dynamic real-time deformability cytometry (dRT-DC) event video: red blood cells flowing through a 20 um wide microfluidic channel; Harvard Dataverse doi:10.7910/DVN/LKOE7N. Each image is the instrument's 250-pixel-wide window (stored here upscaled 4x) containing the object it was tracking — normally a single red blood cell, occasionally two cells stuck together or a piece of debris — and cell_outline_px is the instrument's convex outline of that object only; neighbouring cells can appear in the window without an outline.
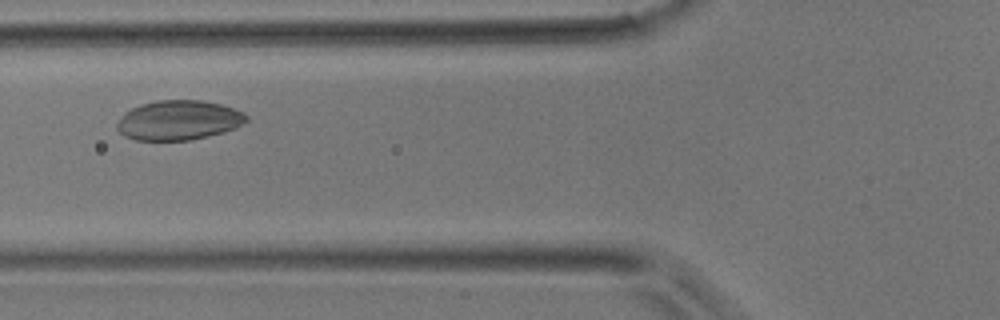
{"species": "common noctule bat (a hibernating species)", "species_latin": "Nyctalus noctula", "temperature_condition": "room temperature", "stored_images_in_passage": 39, "camera_frame_rate_fps": 3000, "um_per_image_px": 0.085, "animal": {"sex": "male", "body_mass_g": 17.9}, "frame": {"image": 1, "passage_image": 10, "time_ms": 3.0, "image_size_px": [1000, 320], "cell_outline_px": [[248, 120], [236, 128], [224, 132], [192, 140], [136, 140], [124, 136], [116, 128], [116, 124], [120, 116], [124, 112], [140, 104], [160, 100], [200, 100], [220, 104], [244, 112], [248, 116]], "centroid_in_image_um": [15.17, 10.22], "position_along_channel_um": 110.6, "area_um2": 30.06}}
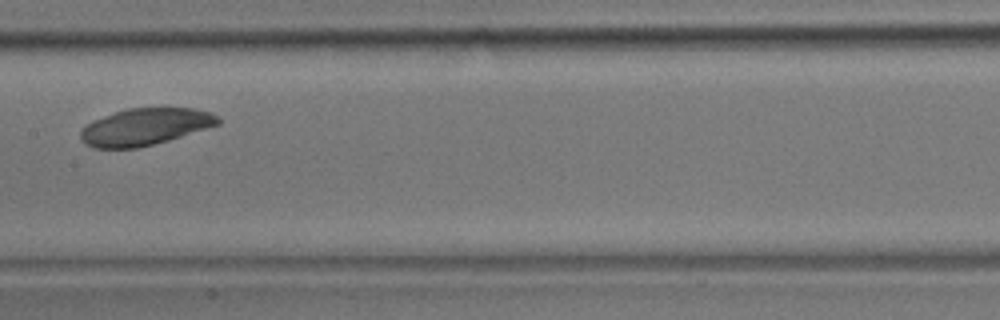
{"frame": {"image": 2, "passage_image": 16, "time_ms": 5.0, "image_size_px": [1000, 320], "cell_outline_px": [[220, 124], [168, 140], [136, 148], [92, 148], [84, 144], [80, 140], [80, 132], [92, 120], [128, 108], [196, 108], [208, 112], [216, 116], [220, 120]], "centroid_in_image_um": [12.3, 10.78], "position_along_channel_um": 195.1, "area_um2": 29.3}}
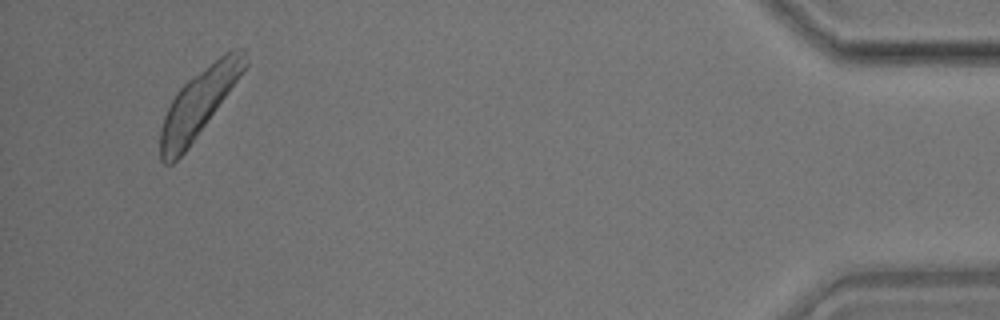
{"frame": {"image": 3, "passage_image": 37, "time_ms": 12.0, "image_size_px": [1000, 320], "cell_outline_px": [[248, 64], [188, 148], [172, 164], [164, 164], [160, 160], [160, 128], [164, 116], [176, 92], [188, 80], [224, 52], [232, 48], [244, 48], [248, 60]], "centroid_in_image_um": [16.87, 8.75], "position_along_channel_um": 418.3, "area_um2": 32.37}}